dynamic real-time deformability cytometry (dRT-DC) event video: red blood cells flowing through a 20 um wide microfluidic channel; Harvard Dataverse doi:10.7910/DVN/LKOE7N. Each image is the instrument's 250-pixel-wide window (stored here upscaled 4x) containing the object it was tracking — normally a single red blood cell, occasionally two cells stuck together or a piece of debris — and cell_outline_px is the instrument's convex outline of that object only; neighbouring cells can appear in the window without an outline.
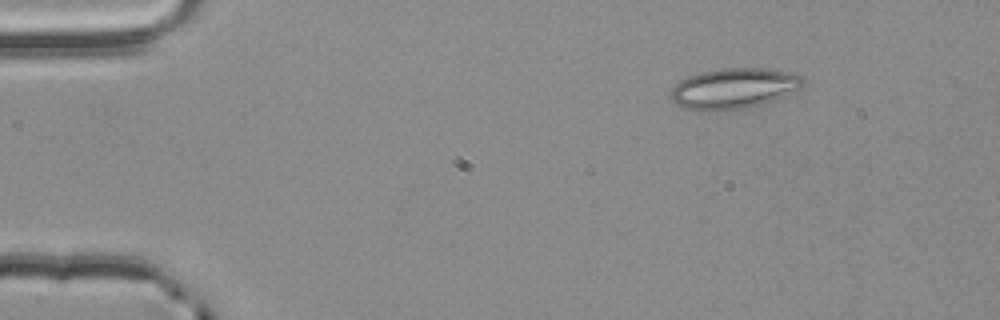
{"species": "common noctule bat (a hibernating species)", "species_latin": "Nyctalus noctula", "temperature_condition": "room temperature", "stored_images_in_passage": 3, "camera_frame_rate_fps": 3000, "um_per_image_px": 0.085, "animal": {"sex": "male", "body_mass_g": 20.4}, "frame": {"image": 1, "passage_image": 1, "time_ms": 0.0, "image_size_px": [1000, 320], "cell_outline_px": [[804, 80], [800, 88], [772, 100], [760, 104], [744, 108], [716, 112], [700, 112], [684, 108], [676, 104], [668, 96], [672, 88], [680, 80], [688, 76], [700, 72], [720, 68], [764, 68], [796, 72]], "centroid_in_image_um": [62.31, 7.52], "position_along_channel_um": 22.7, "area_um2": 31.62}}
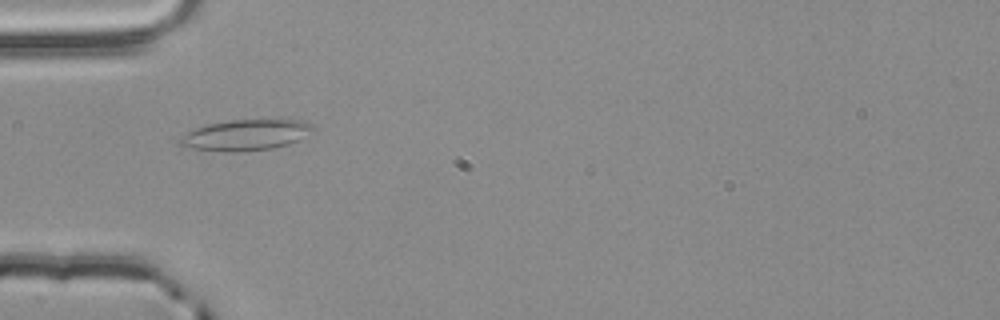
{"frame": {"image": 2, "passage_image": 3, "time_ms": 0.667, "image_size_px": [1000, 320], "cell_outline_px": [[316, 128], [296, 140], [288, 144], [272, 148], [236, 152], [228, 152], [192, 148], [180, 144], [180, 136], [196, 128], [208, 124], [228, 120], [296, 120], [312, 124]], "centroid_in_image_um": [20.86, 11.47], "position_along_channel_um": 64.1, "area_um2": 23.41}}